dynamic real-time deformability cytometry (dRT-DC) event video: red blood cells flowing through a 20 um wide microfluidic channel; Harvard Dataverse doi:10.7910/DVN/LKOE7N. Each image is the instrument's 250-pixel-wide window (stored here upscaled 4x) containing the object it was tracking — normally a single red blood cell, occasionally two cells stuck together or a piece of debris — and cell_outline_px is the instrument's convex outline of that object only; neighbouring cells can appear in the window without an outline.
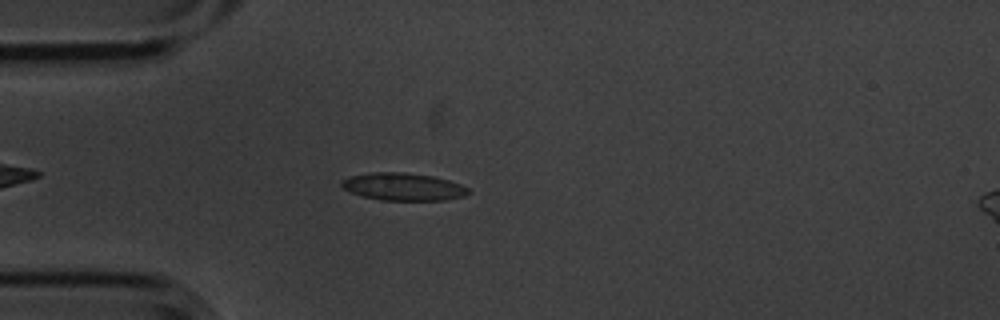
{"species": "common noctule bat (a hibernating species)", "species_latin": "Nyctalus noctula", "temperature_condition": "cold", "stored_images_in_passage": 6, "camera_frame_rate_fps": 3000, "um_per_image_px": 0.085, "animal": {"sex": "male", "body_mass_g": 20.1, "forearm_length_mm": 53.5}, "frame": {"image": 1, "passage_image": 5, "time_ms": 1.333, "image_size_px": [1000, 320], "cell_outline_px": [[472, 192], [464, 196], [444, 200], [380, 200], [360, 196], [344, 188], [340, 184], [340, 180], [352, 176], [372, 172], [404, 172], [432, 176], [448, 180], [460, 184], [468, 188]], "centroid_in_image_um": [34.28, 15.87], "position_along_channel_um": 50.7, "area_um2": 20.35}}